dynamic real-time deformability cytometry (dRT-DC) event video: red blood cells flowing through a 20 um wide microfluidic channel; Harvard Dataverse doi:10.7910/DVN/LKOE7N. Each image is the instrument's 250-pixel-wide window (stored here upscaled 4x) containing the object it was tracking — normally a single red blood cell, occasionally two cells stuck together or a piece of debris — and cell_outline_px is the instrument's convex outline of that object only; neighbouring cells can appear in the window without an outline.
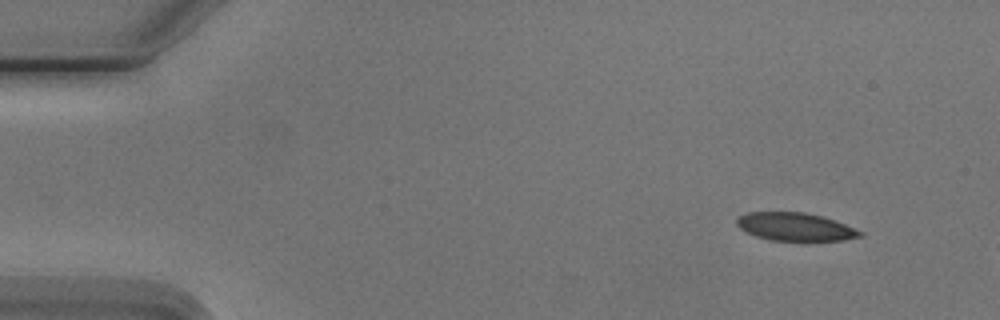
{"species": "Egyptian fruit bat (a non-hibernating species)", "species_latin": "Rousettus aegyptiacus", "temperature_condition": "cold", "stored_images_in_passage": 3, "camera_frame_rate_fps": 3000, "um_per_image_px": 0.085, "animal": {"sex": "male"}, "frame": {"image": 1, "passage_image": 1, "time_ms": 0.0, "image_size_px": [1000, 320], "cell_outline_px": [[864, 236], [844, 240], [804, 244], [800, 244], [772, 240], [756, 236], [744, 232], [736, 224], [736, 220], [740, 216], [748, 212], [804, 212], [820, 216], [844, 224], [864, 232]], "centroid_in_image_um": [67.63, 19.34], "position_along_channel_um": 17.4, "area_um2": 21.04}}